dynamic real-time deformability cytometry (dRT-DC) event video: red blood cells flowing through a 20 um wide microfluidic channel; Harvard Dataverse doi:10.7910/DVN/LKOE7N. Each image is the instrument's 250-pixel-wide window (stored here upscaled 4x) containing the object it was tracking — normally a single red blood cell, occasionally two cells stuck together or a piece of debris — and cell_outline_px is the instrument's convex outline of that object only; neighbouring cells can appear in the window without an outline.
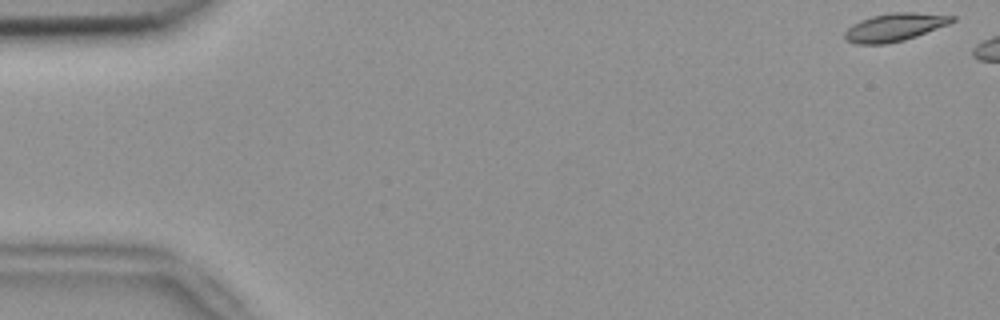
{"species": "common noctule bat (a hibernating species)", "species_latin": "Nyctalus noctula", "temperature_condition": "room temperature", "stored_images_in_passage": 6, "camera_frame_rate_fps": 3000, "um_per_image_px": 0.085, "animal": {"sex": "female", "body_mass_g": 18.4}, "frame": {"image": 1, "passage_image": 1, "time_ms": 0.0, "image_size_px": [1000, 320], "cell_outline_px": [[956, 20], [948, 24], [916, 36], [904, 40], [884, 44], [856, 44], [848, 40], [844, 36], [844, 32], [852, 24], [860, 20], [872, 16], [892, 12], [912, 12], [956, 16]], "centroid_in_image_um": [76.03, 2.31], "position_along_channel_um": 9.0, "area_um2": 17.34}}